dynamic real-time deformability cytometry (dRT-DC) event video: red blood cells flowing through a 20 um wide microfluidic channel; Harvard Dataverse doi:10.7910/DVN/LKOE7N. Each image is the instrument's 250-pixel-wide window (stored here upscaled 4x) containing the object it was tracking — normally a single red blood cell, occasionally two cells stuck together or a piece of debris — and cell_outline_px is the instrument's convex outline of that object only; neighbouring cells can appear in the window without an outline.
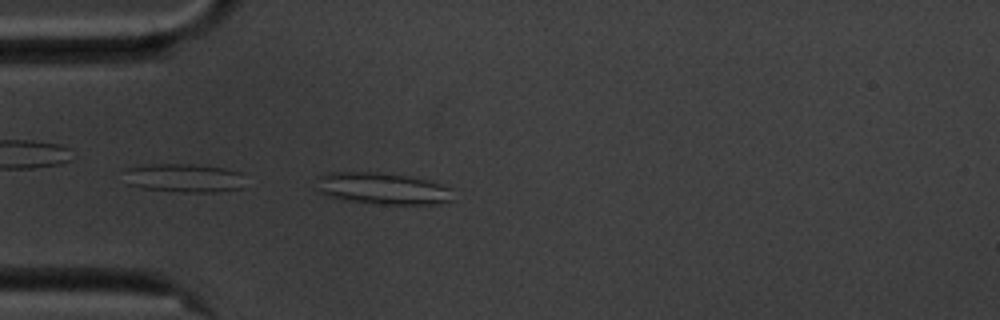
{"species": "common noctule bat (a hibernating species)", "species_latin": "Nyctalus noctula", "temperature_condition": "cold", "stored_images_in_passage": 42, "camera_frame_rate_fps": 3000, "um_per_image_px": 0.085, "animal": {"sex": "male", "body_mass_g": 20.1, "forearm_length_mm": 53.5}, "frame": {"image": 1, "passage_image": 1, "time_ms": 0.0, "image_size_px": [1000, 320], "cell_outline_px": [[452, 200], [436, 204], [376, 204], [344, 200], [328, 196], [316, 192], [316, 176], [328, 172], [380, 172], [408, 176], [428, 180], [452, 188]], "centroid_in_image_um": [32.45, 16.02], "position_along_channel_um": 52.6, "area_um2": 25.66}}
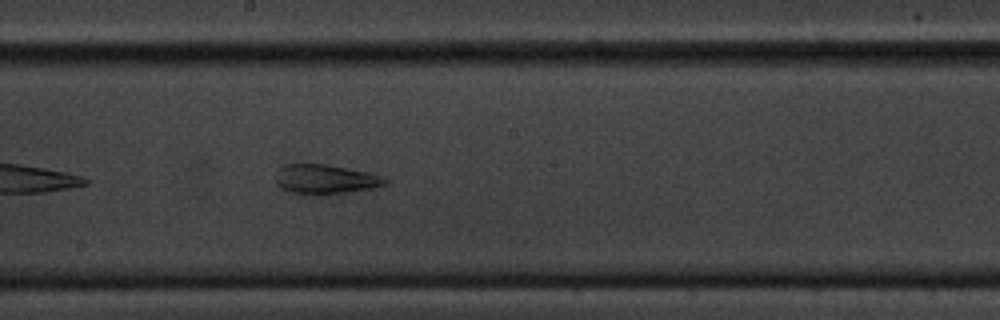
{"frame": {"image": 2, "passage_image": 16, "time_ms": 5.0, "image_size_px": [1000, 320], "cell_outline_px": [[388, 184], [372, 188], [348, 192], [316, 196], [292, 192], [280, 188], [276, 184], [276, 168], [284, 164], [324, 164], [368, 172], [388, 180]], "centroid_in_image_um": [27.59, 15.25], "position_along_channel_um": 220.6, "area_um2": 18.96}}
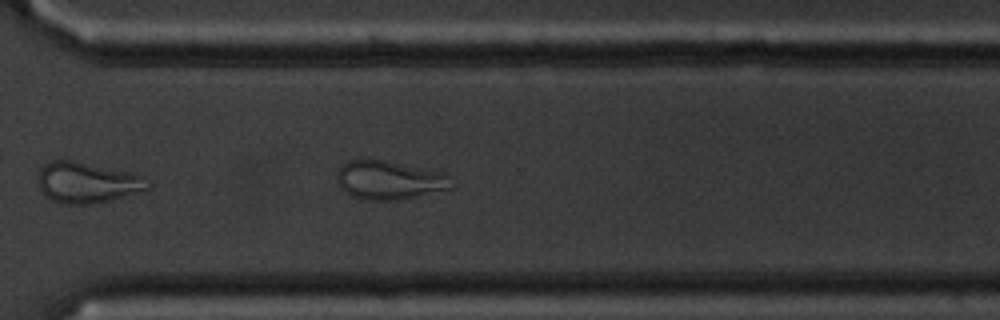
{"frame": {"image": 3, "passage_image": 26, "time_ms": 8.333, "image_size_px": [1000, 320], "cell_outline_px": [[456, 188], [400, 200], [368, 200], [352, 196], [344, 192], [340, 188], [336, 176], [340, 168], [348, 160], [384, 160], [440, 172], [456, 184]], "centroid_in_image_um": [33.11, 15.34], "position_along_channel_um": 337.5, "area_um2": 25.78}, "authors_computed_cell_mechanics": {"area_um2": 21.964, "velocity_mm_per_s": 3.5277, "shape_relaxation_time_tau1_ms": null, "shape_relaxation_time_tau2_ms": 1.7918, "deformation_change_tau1": null, "deformation_change_tau2": 0.0949}}